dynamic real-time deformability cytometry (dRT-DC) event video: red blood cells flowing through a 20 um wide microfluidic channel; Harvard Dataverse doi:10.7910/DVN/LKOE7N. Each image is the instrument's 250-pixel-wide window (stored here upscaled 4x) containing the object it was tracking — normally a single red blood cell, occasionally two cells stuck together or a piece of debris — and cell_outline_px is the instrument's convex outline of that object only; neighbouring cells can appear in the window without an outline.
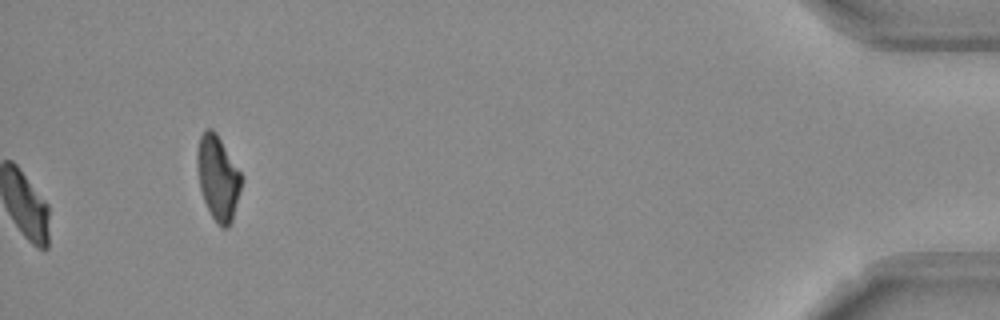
{"species": "Egyptian fruit bat (a non-hibernating species)", "species_latin": "Rousettus aegyptiacus", "temperature_condition": "room temperature", "stored_images_in_passage": 44, "camera_frame_rate_fps": 3000, "um_per_image_px": 0.085, "frame": {"image": 1, "passage_image": 44, "time_ms": 14.333, "image_size_px": [1000, 320], "cell_outline_px": [[240, 188], [232, 220], [228, 228], [224, 228], [212, 216], [204, 200], [200, 188], [196, 168], [196, 152], [200, 136], [208, 128], [212, 128], [216, 132], [240, 172]], "centroid_in_image_um": [18.48, 15.08], "position_along_channel_um": 416.7, "area_um2": 21.27}, "authors_computed_cell_mechanics": {"area_um2": 20.8947, "velocity_mm_per_s": 3.784, "shape_relaxation_time_tau1_ms": 5.3907, "shape_relaxation_time_tau2_ms": null, "deformation_change_tau1": 0.1553, "deformation_change_tau2": null}}